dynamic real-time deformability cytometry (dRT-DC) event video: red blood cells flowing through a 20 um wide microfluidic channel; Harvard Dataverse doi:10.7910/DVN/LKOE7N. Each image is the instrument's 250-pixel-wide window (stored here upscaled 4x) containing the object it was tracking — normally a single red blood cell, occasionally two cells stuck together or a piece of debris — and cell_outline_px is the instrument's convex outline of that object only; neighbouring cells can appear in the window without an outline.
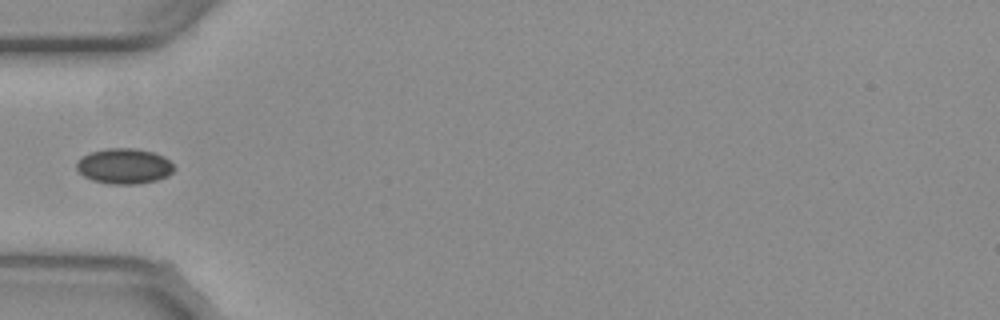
{"species": "common noctule bat (a hibernating species)", "species_latin": "Nyctalus noctula", "temperature_condition": "warm", "stored_images_in_passage": 1, "camera_frame_rate_fps": 3000, "um_per_image_px": 0.085, "animal": {"sex": "female", "body_mass_g": 29.2, "forearm_length_mm": 56.3}, "frame": {"image": 1, "passage_image": 1, "time_ms": 0.0, "image_size_px": [1000, 320], "cell_outline_px": [[168, 168], [164, 172], [156, 176], [140, 180], [112, 180], [96, 176], [96, 172], [108, 152], [136, 152], [152, 156], [168, 164]], "centroid_in_image_um": [11.07, 14.15], "position_along_channel_um": 73.9, "area_um2": 11.44}}